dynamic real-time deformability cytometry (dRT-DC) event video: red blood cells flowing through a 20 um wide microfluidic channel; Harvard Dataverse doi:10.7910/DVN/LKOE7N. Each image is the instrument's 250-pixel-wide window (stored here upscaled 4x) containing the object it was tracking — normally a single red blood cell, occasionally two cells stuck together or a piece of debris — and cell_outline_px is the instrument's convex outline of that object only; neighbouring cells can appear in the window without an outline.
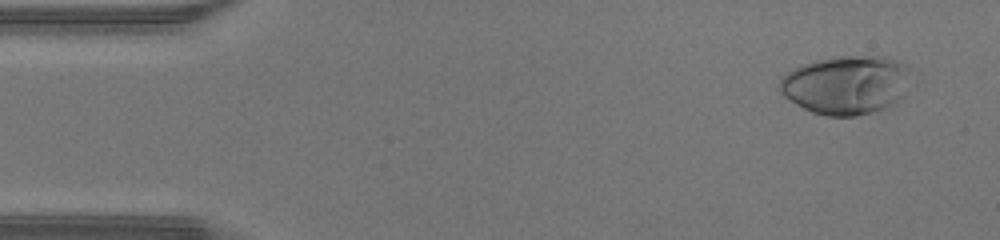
{"species": "human", "species_latin": "Homo sapiens", "temperature_condition": "warm", "stored_images_in_passage": 16, "camera_frame_rate_fps": 3000, "um_per_image_px": 0.085, "donor": {"sex": "male"}, "frame": {"image": 1, "passage_image": 3, "time_ms": 0.667, "image_size_px": [1000, 240], "cell_outline_px": [[908, 68], [900, 96], [896, 104], [872, 112], [856, 116], [828, 116], [812, 112], [788, 100], [780, 92], [780, 80], [788, 72], [804, 64], [816, 60], [832, 56], [884, 56], [896, 60], [904, 64]], "centroid_in_image_um": [71.86, 7.21], "position_along_channel_um": 13.1, "area_um2": 44.22}}
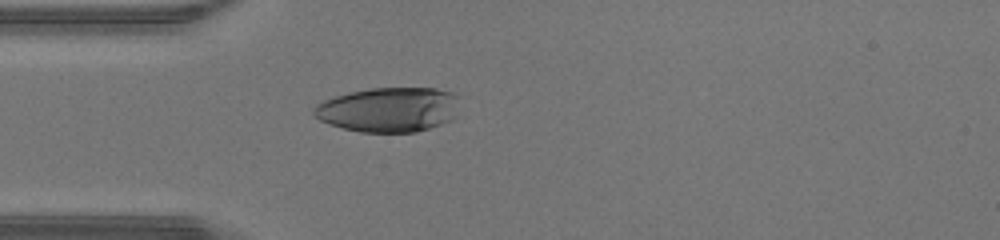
{"frame": {"image": 2, "passage_image": 13, "time_ms": 4.0, "image_size_px": [1000, 240], "cell_outline_px": [[456, 116], [440, 124], [416, 132], [360, 132], [344, 128], [320, 120], [312, 116], [312, 112], [316, 104], [324, 100], [336, 96], [352, 92], [372, 88], [436, 88], [452, 92], [456, 96]], "centroid_in_image_um": [33.01, 9.31], "position_along_channel_um": 52.0, "area_um2": 37.63}}
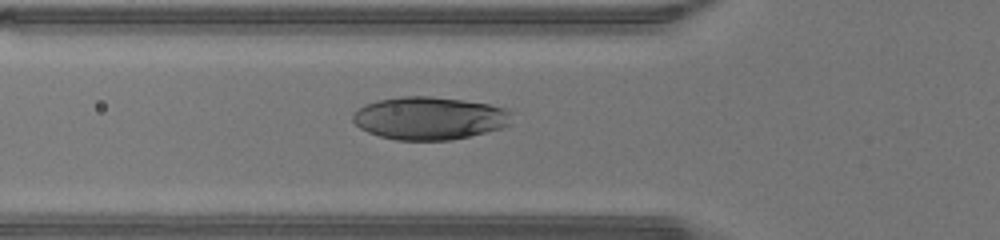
{"frame": {"image": 3, "passage_image": 16, "time_ms": 5.0, "image_size_px": [1000, 240], "cell_outline_px": [[512, 124], [500, 128], [452, 140], [396, 140], [380, 136], [368, 132], [360, 128], [352, 120], [352, 112], [356, 108], [364, 104], [376, 100], [404, 96], [428, 96], [464, 100], [488, 104], [504, 108], [512, 112]], "centroid_in_image_um": [36.47, 10.04], "position_along_channel_um": 89.3, "area_um2": 39.88}}